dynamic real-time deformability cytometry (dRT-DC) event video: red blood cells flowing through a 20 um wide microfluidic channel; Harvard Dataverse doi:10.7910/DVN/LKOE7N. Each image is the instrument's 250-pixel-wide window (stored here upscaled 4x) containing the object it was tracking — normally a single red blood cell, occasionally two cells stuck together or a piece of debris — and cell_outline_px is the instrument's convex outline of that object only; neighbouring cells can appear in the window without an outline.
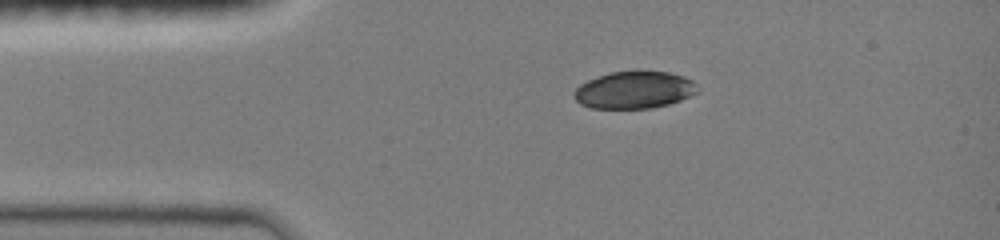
{"species": "common noctule bat (a hibernating species)", "species_latin": "Nyctalus noctula", "temperature_condition": "room temperature", "stored_images_in_passage": 24, "camera_frame_rate_fps": 3000, "um_per_image_px": 0.085, "animal": {"sex": "female", "body_mass_g": 19.0, "forearm_length_mm": 51.5}, "frame": {"image": 1, "passage_image": 1, "time_ms": 0.0, "image_size_px": [1000, 240], "cell_outline_px": [[700, 92], [680, 100], [668, 104], [652, 108], [592, 108], [580, 104], [572, 96], [572, 92], [580, 84], [588, 80], [608, 72], [668, 72], [684, 76], [692, 80], [696, 84]], "centroid_in_image_um": [53.91, 7.65], "position_along_channel_um": 31.1, "area_um2": 26.76}}
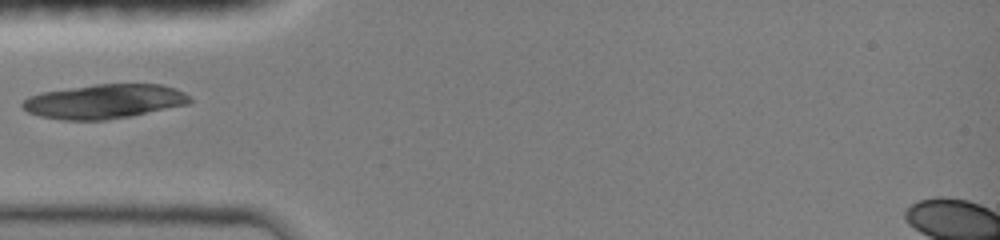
{"frame": {"image": 2, "passage_image": 4, "time_ms": 1.0, "image_size_px": [1000, 240], "cell_outline_px": [[192, 100], [188, 104], [132, 116], [104, 120], [64, 120], [40, 116], [28, 112], [20, 104], [28, 96], [40, 92], [96, 84], [160, 84], [184, 92]], "centroid_in_image_um": [8.84, 8.62], "position_along_channel_um": 76.2, "area_um2": 33.41}}
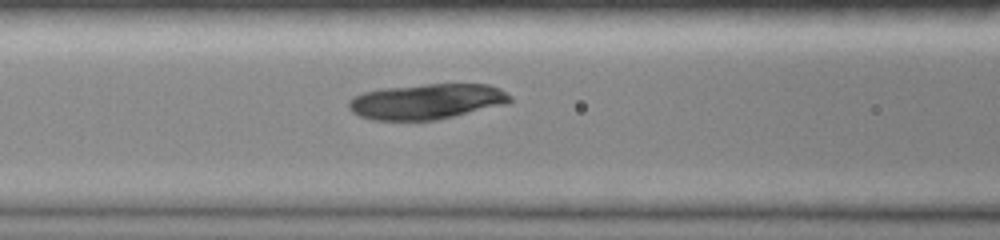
{"frame": {"image": 3, "passage_image": 6, "time_ms": 1.667, "image_size_px": [1000, 240], "cell_outline_px": [[512, 100], [508, 104], [436, 120], [372, 120], [360, 116], [352, 112], [348, 108], [348, 100], [364, 92], [384, 88], [424, 84], [488, 84], [500, 88], [512, 96]], "centroid_in_image_um": [36.3, 8.62], "position_along_channel_um": 130.3, "area_um2": 33.47}}